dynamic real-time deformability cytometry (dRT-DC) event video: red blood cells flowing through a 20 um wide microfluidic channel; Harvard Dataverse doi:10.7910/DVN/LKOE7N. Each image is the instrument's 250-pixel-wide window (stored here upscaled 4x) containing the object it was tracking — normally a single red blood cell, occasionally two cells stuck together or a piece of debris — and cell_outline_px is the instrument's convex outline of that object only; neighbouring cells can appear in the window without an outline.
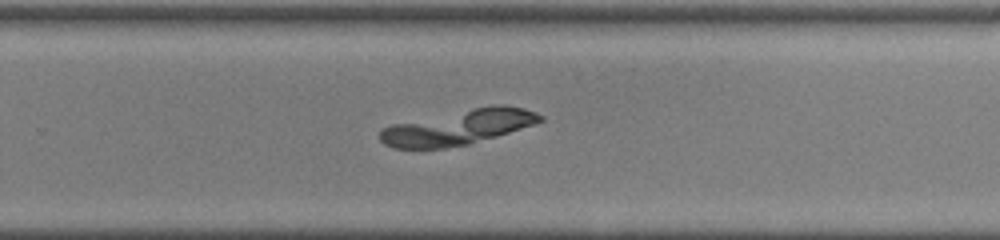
{"species": "common noctule bat (a hibernating species)", "species_latin": "Nyctalus noctula", "temperature_condition": "room temperature", "stored_images_in_passage": 35, "camera_frame_rate_fps": 3000, "um_per_image_px": 0.085, "animal": {"sex": "female", "body_mass_g": 22.0, "forearm_length_mm": 56.7}, "frame": {"image": 1, "passage_image": 20, "time_ms": 6.333, "image_size_px": [1000, 240], "cell_outline_px": [[544, 120], [536, 124], [496, 136], [468, 144], [444, 148], [392, 148], [384, 144], [380, 140], [380, 132], [384, 128], [392, 124], [472, 108], [496, 104], [504, 104], [524, 108], [536, 112], [544, 116]], "centroid_in_image_um": [39.0, 10.81], "position_along_channel_um": 290.8, "area_um2": 32.48}}
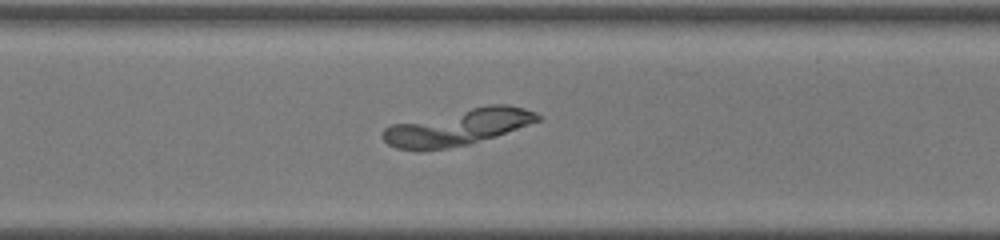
{"frame": {"image": 2, "passage_image": 23, "time_ms": 7.333, "image_size_px": [1000, 240], "cell_outline_px": [[540, 120], [496, 136], [472, 144], [448, 148], [420, 152], [416, 152], [396, 148], [388, 144], [380, 136], [384, 128], [392, 124], [488, 104], [504, 104], [524, 108], [536, 112], [540, 116]], "centroid_in_image_um": [38.88, 10.84], "position_along_channel_um": 331.7, "area_um2": 32.89}}
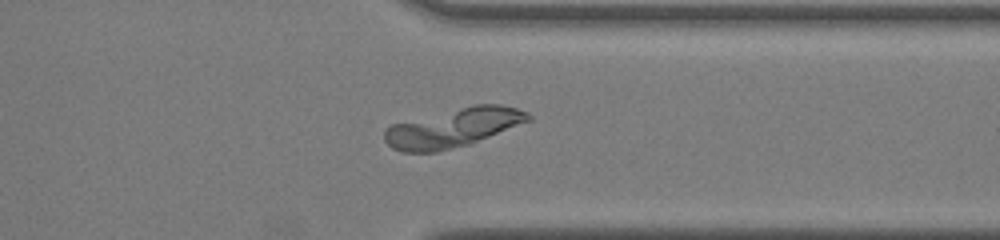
{"frame": {"image": 3, "passage_image": 26, "time_ms": 8.333, "image_size_px": [1000, 240], "cell_outline_px": [[532, 120], [468, 144], [436, 152], [400, 152], [392, 148], [384, 140], [384, 132], [392, 124], [472, 104], [500, 104], [516, 108], [528, 112], [532, 116]], "centroid_in_image_um": [38.54, 10.85], "position_along_channel_um": 372.9, "area_um2": 32.37}}